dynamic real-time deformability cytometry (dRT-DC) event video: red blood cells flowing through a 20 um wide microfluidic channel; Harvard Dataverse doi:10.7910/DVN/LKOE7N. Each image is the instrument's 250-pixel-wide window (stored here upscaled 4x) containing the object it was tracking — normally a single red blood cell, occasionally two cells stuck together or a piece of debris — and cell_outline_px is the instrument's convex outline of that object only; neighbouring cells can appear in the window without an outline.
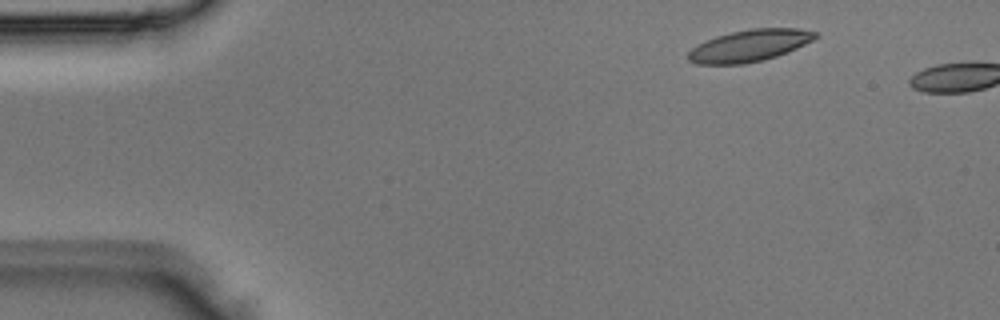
{"species": "Egyptian fruit bat (a non-hibernating species)", "species_latin": "Rousettus aegyptiacus", "temperature_condition": "room temperature", "stored_images_in_passage": 2, "camera_frame_rate_fps": 3000, "um_per_image_px": 0.085, "animal": {"sex": "male"}, "frame": {"image": 1, "passage_image": 1, "time_ms": 0.0, "image_size_px": [1000, 320], "cell_outline_px": [[820, 36], [788, 52], [764, 60], [744, 64], [696, 64], [688, 60], [688, 52], [696, 44], [716, 36], [732, 32], [752, 28], [800, 28], [816, 32]], "centroid_in_image_um": [63.7, 3.88], "position_along_channel_um": 21.3, "area_um2": 23.64}}